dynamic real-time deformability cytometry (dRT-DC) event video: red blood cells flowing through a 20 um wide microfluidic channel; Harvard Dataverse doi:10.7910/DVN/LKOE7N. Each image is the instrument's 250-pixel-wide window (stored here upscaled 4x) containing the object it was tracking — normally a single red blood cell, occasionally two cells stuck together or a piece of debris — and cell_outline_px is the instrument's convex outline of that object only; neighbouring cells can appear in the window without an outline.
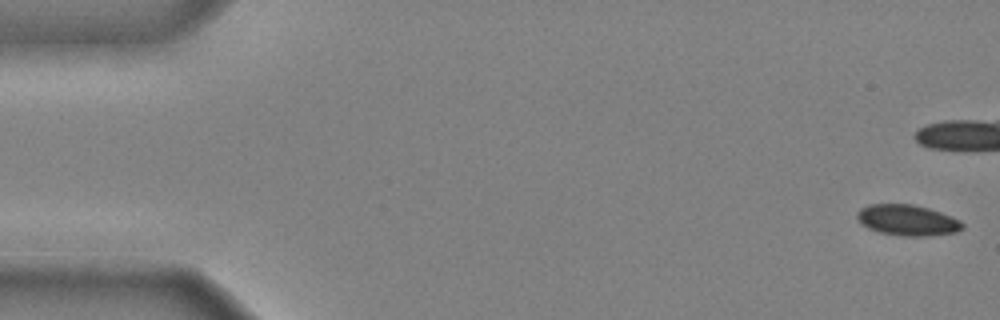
{"species": "common noctule bat (a hibernating species)", "species_latin": "Nyctalus noctula", "temperature_condition": "cold", "stored_images_in_passage": 34, "camera_frame_rate_fps": 3000, "um_per_image_px": 0.085, "animal": {"sex": "male", "body_mass_g": 20.4}, "frame": {"image": 1, "passage_image": 1, "time_ms": 0.0, "image_size_px": [1000, 320], "cell_outline_px": [[964, 228], [956, 232], [928, 236], [904, 236], [880, 232], [868, 228], [860, 224], [856, 216], [856, 212], [860, 208], [868, 204], [912, 204], [928, 208], [952, 216], [960, 220], [964, 224]], "centroid_in_image_um": [77.12, 18.71], "position_along_channel_um": 7.9, "area_um2": 19.07}}